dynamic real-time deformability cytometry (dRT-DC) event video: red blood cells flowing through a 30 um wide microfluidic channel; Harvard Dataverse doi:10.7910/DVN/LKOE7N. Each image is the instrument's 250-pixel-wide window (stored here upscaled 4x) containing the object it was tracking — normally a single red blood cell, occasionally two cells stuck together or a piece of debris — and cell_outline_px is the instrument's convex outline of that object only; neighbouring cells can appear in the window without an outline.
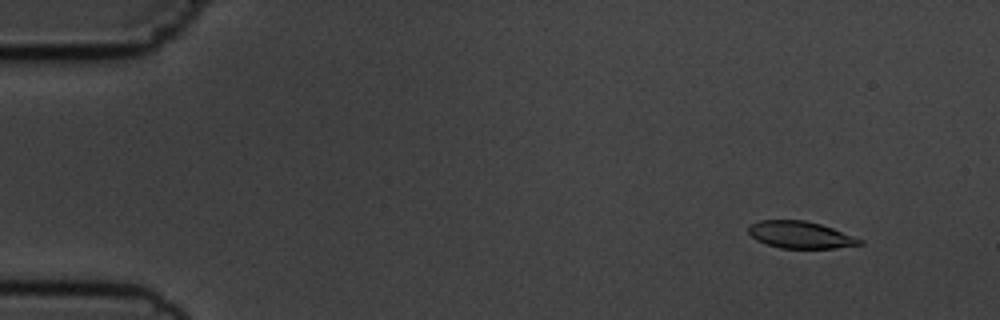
{"species": "common noctule bat (a hibernating species)", "species_latin": "Nyctalus noctula", "temperature_condition": "cold", "stored_images_in_passage": 5, "camera_frame_rate_fps": 3000, "um_per_image_px": 0.085, "animal": {"sex": "male", "body_mass_g": 19.5, "forearm_length_mm": 54.6}, "frame": {"image": 1, "passage_image": 2, "time_ms": 1.333, "image_size_px": [1000, 320], "cell_outline_px": [[864, 244], [836, 248], [780, 248], [756, 240], [748, 232], [748, 228], [752, 224], [760, 220], [804, 220], [820, 224], [832, 228], [864, 240]], "centroid_in_image_um": [68.05, 19.96], "position_along_channel_um": 16.9, "area_um2": 17.4}}
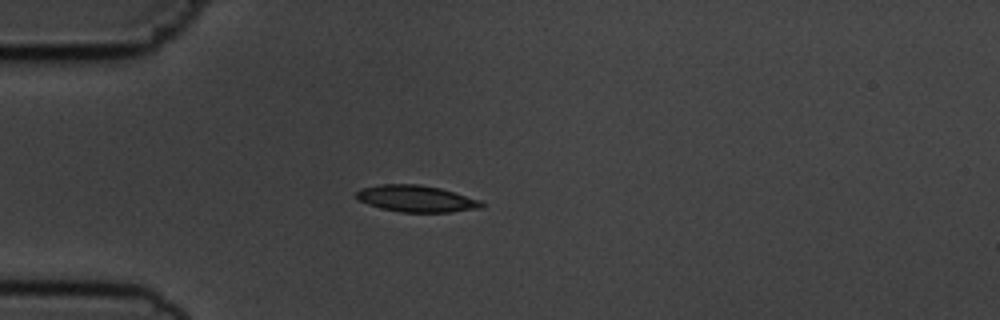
{"frame": {"image": 2, "passage_image": 5, "time_ms": 4.667, "image_size_px": [1000, 320], "cell_outline_px": [[484, 208], [452, 212], [400, 212], [380, 208], [368, 204], [360, 200], [356, 196], [356, 192], [360, 188], [380, 184], [420, 184], [440, 188], [480, 200], [484, 204]], "centroid_in_image_um": [35.39, 16.89], "position_along_channel_um": 49.6, "area_um2": 19.48}}